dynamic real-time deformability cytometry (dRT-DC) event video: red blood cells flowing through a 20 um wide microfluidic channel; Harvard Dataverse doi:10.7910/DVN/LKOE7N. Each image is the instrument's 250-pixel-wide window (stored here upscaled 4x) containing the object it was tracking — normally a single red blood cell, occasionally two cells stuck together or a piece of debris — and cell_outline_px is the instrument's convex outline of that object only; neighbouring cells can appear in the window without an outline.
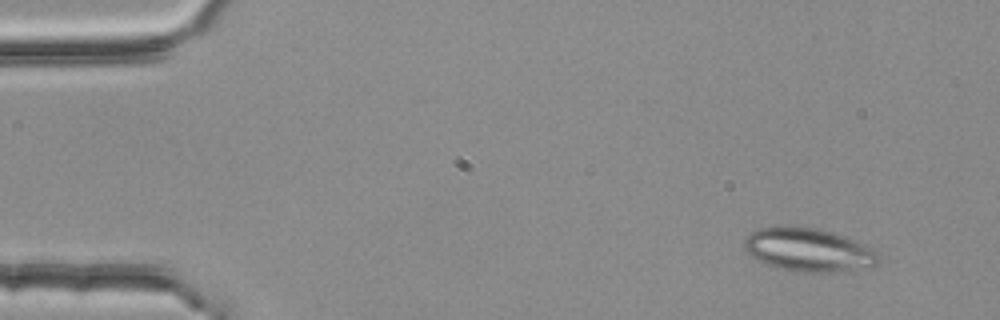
{"species": "common noctule bat (a hibernating species)", "species_latin": "Nyctalus noctula", "temperature_condition": "room temperature", "stored_images_in_passage": 3, "camera_frame_rate_fps": 3000, "um_per_image_px": 0.085, "animal": {"sex": "female", "body_mass_g": 25.1}, "frame": {"image": 1, "passage_image": 1, "time_ms": 0.0, "image_size_px": [1000, 320], "cell_outline_px": [[880, 260], [876, 264], [856, 272], [800, 272], [764, 264], [748, 256], [744, 252], [744, 240], [756, 228], [780, 224], [792, 224], [816, 228], [832, 232], [856, 240], [880, 252]], "centroid_in_image_um": [68.72, 21.22], "position_along_channel_um": 16.3, "area_um2": 35.2}}